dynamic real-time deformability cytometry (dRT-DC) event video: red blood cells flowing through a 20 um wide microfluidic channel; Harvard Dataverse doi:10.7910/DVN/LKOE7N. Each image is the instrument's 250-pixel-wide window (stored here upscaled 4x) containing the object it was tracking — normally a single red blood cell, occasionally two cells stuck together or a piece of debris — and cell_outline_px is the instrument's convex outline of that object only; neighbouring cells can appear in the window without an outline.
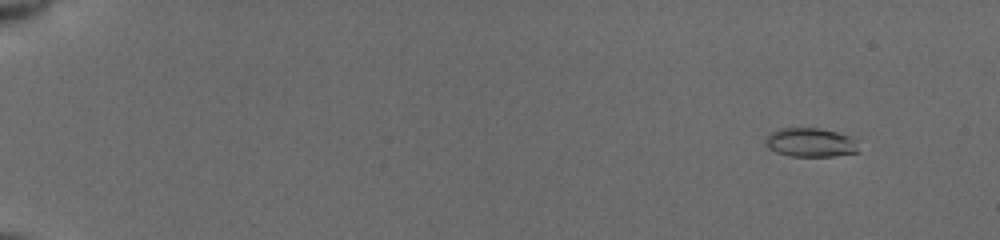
{"species": "common noctule bat (a hibernating species)", "species_latin": "Nyctalus noctula", "temperature_condition": "cold", "stored_images_in_passage": 45, "camera_frame_rate_fps": 3000, "um_per_image_px": 0.085, "animal": {"sex": "female", "body_mass_g": 19.5, "forearm_length_mm": 54.1}, "frame": {"image": 1, "passage_image": 3, "time_ms": 1.0, "image_size_px": [1000, 240], "cell_outline_px": [[860, 152], [832, 156], [788, 156], [776, 152], [768, 148], [764, 140], [772, 132], [780, 128], [820, 128], [836, 132], [848, 136], [856, 140]], "centroid_in_image_um": [68.9, 12.11], "position_along_channel_um": 16.1, "area_um2": 15.72}}
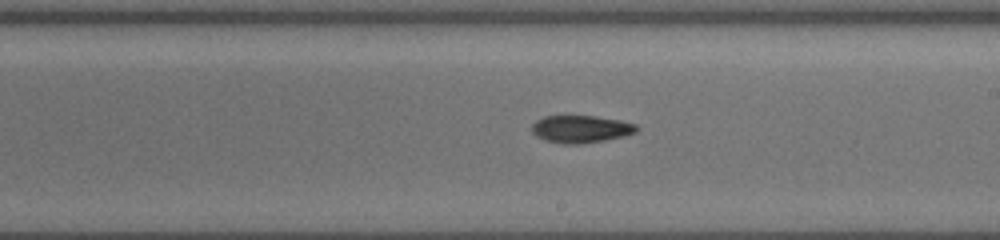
{"frame": {"image": 2, "passage_image": 27, "time_ms": 10.667, "image_size_px": [1000, 240], "cell_outline_px": [[640, 128], [636, 132], [624, 136], [604, 140], [580, 144], [560, 144], [544, 140], [536, 136], [532, 132], [532, 124], [536, 120], [544, 116], [596, 116], [620, 120], [636, 124]], "centroid_in_image_um": [49.37, 10.97], "position_along_channel_um": 239.6, "area_um2": 16.88}}
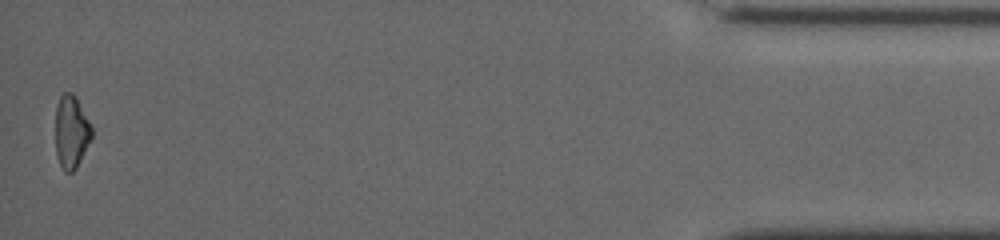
{"frame": {"image": 3, "passage_image": 45, "time_ms": 17.333, "image_size_px": [1000, 240], "cell_outline_px": [[92, 136], [76, 168], [72, 172], [64, 172], [56, 156], [56, 108], [60, 96], [64, 92], [72, 92], [76, 96], [92, 124]], "centroid_in_image_um": [6.07, 11.18], "position_along_channel_um": 429.1, "area_um2": 15.49}, "authors_computed_cell_mechanics": {"area_um2": 16.4152, "velocity_mm_per_s": 3.9525, "shape_relaxation_time_tau1_ms": 4.355, "shape_relaxation_time_tau2_ms": 8.442, "deformation_change_tau1": 0.1384, "deformation_change_tau2": 0.1512}}